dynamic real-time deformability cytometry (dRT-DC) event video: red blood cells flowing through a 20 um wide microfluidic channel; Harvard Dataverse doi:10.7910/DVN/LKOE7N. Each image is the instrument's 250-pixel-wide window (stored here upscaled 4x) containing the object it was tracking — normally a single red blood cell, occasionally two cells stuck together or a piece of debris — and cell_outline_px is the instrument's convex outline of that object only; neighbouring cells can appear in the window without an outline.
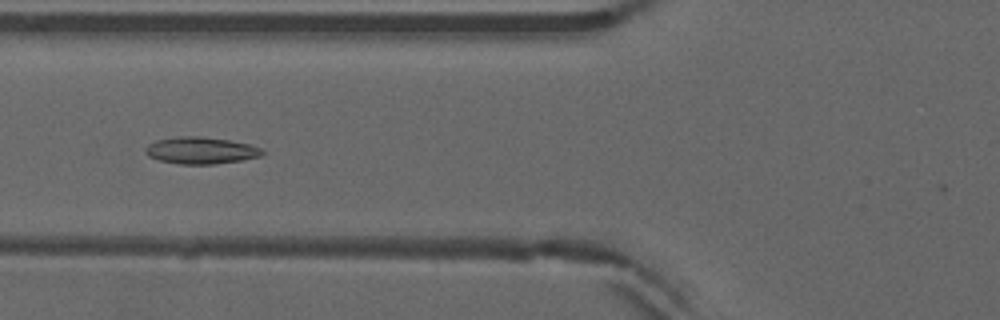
{"species": "common noctule bat (a hibernating species)", "species_latin": "Nyctalus noctula", "temperature_condition": "warm", "stored_images_in_passage": 38, "camera_frame_rate_fps": 3000, "um_per_image_px": 0.085, "animal": {"sex": "male", "forearm_length_mm": 52.5}, "frame": {"image": 1, "passage_image": 5, "time_ms": 1.333, "image_size_px": [1000, 320], "cell_outline_px": [[264, 152], [260, 156], [244, 160], [212, 164], [180, 164], [160, 160], [148, 156], [144, 152], [144, 148], [148, 144], [156, 140], [180, 136], [200, 136], [228, 140], [248, 144], [260, 148]], "centroid_in_image_um": [17.04, 12.79], "position_along_channel_um": 108.8, "area_um2": 18.21}}
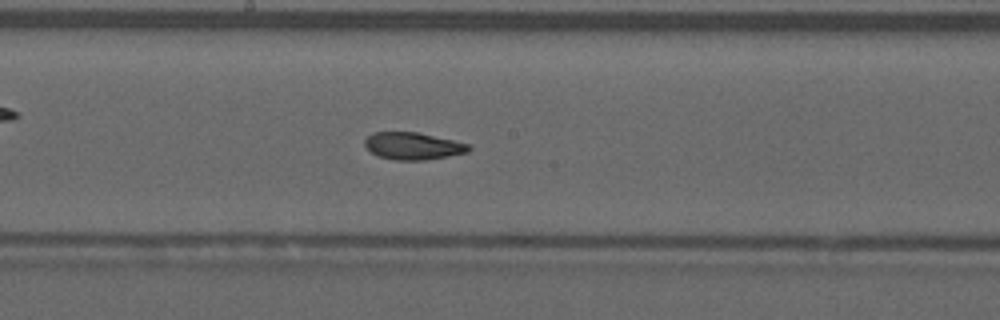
{"frame": {"image": 2, "passage_image": 13, "time_ms": 4.0, "image_size_px": [1000, 320], "cell_outline_px": [[472, 148], [468, 152], [448, 156], [424, 160], [396, 160], [380, 156], [372, 152], [364, 144], [364, 140], [372, 132], [416, 132], [452, 140], [468, 144]], "centroid_in_image_um": [35.1, 12.4], "position_along_channel_um": 213.1, "area_um2": 16.24}}
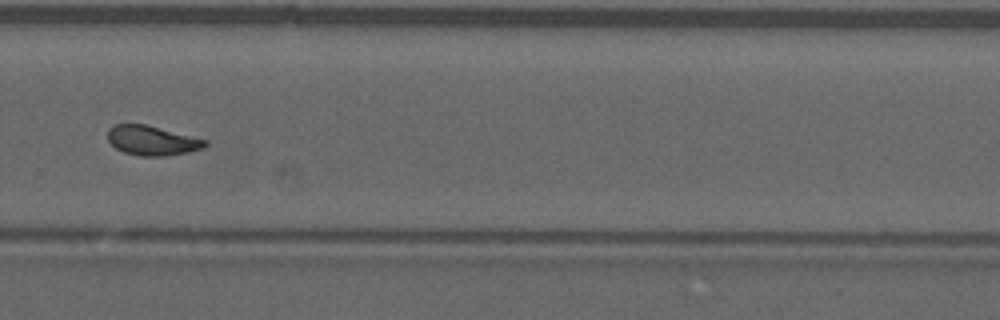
{"frame": {"image": 3, "passage_image": 21, "time_ms": 6.667, "image_size_px": [1000, 320], "cell_outline_px": [[208, 144], [204, 148], [188, 152], [164, 156], [140, 156], [124, 152], [116, 148], [108, 140], [108, 128], [116, 124], [148, 124], [208, 140]], "centroid_in_image_um": [12.95, 11.93], "position_along_channel_um": 316.8, "area_um2": 16.94}, "authors_computed_cell_mechanics": {"area_um2": 16.8198, "velocity_mm_per_s": 3.9049, "shape_relaxation_time_tau1_ms": null, "shape_relaxation_time_tau2_ms": 1.8623, "deformation_change_tau1": null, "deformation_change_tau2": 0.0827}}